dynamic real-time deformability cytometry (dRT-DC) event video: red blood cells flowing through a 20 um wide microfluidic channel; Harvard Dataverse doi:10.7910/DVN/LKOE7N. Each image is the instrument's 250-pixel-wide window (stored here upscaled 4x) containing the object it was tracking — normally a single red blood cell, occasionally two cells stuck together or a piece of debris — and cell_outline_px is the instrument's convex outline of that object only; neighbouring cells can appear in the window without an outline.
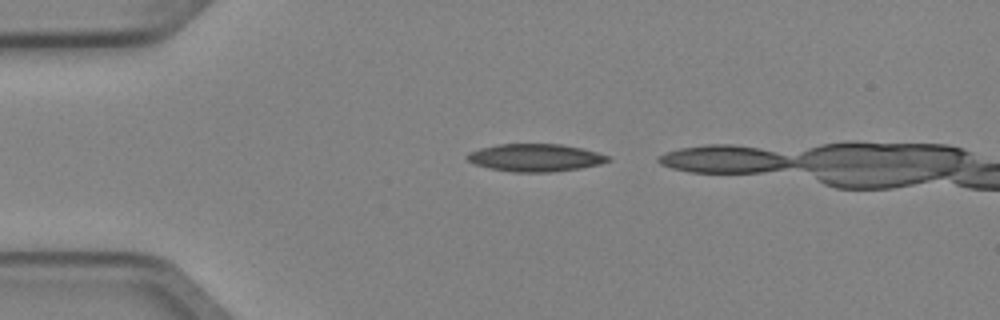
{"species": "Egyptian fruit bat (a non-hibernating species)", "species_latin": "Rousettus aegyptiacus", "temperature_condition": "cold", "stored_images_in_passage": 4, "segment_of_instrument_passage": [2, 2], "camera_frame_rate_fps": 3000, "um_per_image_px": 0.085, "animal": {"sex": "female"}, "frame": {"image": 1, "passage_image": 4, "time_ms": 1.0, "image_size_px": [1000, 320], "cell_outline_px": [[612, 160], [600, 164], [580, 168], [552, 172], [512, 172], [488, 168], [476, 164], [468, 160], [464, 156], [468, 152], [480, 148], [496, 144], [560, 144], [580, 148], [596, 152], [608, 156]], "centroid_in_image_um": [45.46, 13.4], "position_along_channel_um": 39.5, "area_um2": 22.66}}